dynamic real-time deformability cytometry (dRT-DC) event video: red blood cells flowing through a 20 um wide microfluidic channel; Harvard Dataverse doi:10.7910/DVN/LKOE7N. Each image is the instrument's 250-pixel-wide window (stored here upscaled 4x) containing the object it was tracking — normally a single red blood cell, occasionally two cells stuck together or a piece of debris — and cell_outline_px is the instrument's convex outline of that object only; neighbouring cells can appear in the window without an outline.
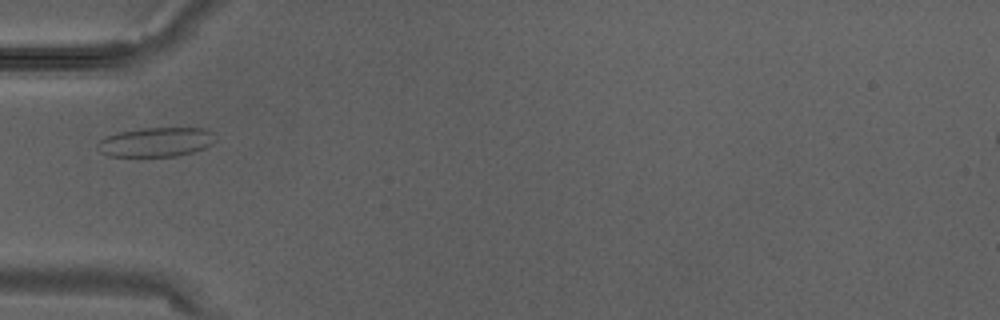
{"species": "Egyptian fruit bat (a non-hibernating species)", "species_latin": "Rousettus aegyptiacus", "temperature_condition": "warm", "stored_images_in_passage": 1, "camera_frame_rate_fps": 3000, "um_per_image_px": 0.085, "animal": {"sex": "male"}, "frame": {"image": 1, "passage_image": 1, "time_ms": 0.0, "image_size_px": [1000, 320], "cell_outline_px": [[216, 140], [212, 144], [204, 148], [192, 152], [176, 156], [108, 156], [100, 152], [96, 144], [100, 140], [108, 136], [120, 132], [144, 128], [204, 128], [212, 132]], "centroid_in_image_um": [13.27, 12.08], "position_along_channel_um": 71.7, "area_um2": 20.0}}